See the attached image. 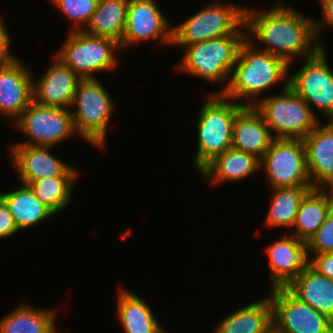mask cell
Here are the masks:
<instances>
[{
	"mask_svg": "<svg viewBox=\"0 0 333 333\" xmlns=\"http://www.w3.org/2000/svg\"><path fill=\"white\" fill-rule=\"evenodd\" d=\"M245 28L247 38L255 37L265 45L261 50L283 58L289 66L295 57H312L322 47L315 35L314 18L282 1L269 11L245 7Z\"/></svg>",
	"mask_w": 333,
	"mask_h": 333,
	"instance_id": "cell-1",
	"label": "cell"
},
{
	"mask_svg": "<svg viewBox=\"0 0 333 333\" xmlns=\"http://www.w3.org/2000/svg\"><path fill=\"white\" fill-rule=\"evenodd\" d=\"M253 39L246 38L241 44L228 86L222 92L237 103L248 100L244 106H255L260 94L274 85L289 84V64L279 56L255 48Z\"/></svg>",
	"mask_w": 333,
	"mask_h": 333,
	"instance_id": "cell-2",
	"label": "cell"
},
{
	"mask_svg": "<svg viewBox=\"0 0 333 333\" xmlns=\"http://www.w3.org/2000/svg\"><path fill=\"white\" fill-rule=\"evenodd\" d=\"M222 93L211 94L202 103L197 120L198 148L194 167L200 173L211 161L231 148L232 126L245 107Z\"/></svg>",
	"mask_w": 333,
	"mask_h": 333,
	"instance_id": "cell-3",
	"label": "cell"
},
{
	"mask_svg": "<svg viewBox=\"0 0 333 333\" xmlns=\"http://www.w3.org/2000/svg\"><path fill=\"white\" fill-rule=\"evenodd\" d=\"M246 38V35H230L186 45L176 70L216 84L224 83V88L217 92L222 93Z\"/></svg>",
	"mask_w": 333,
	"mask_h": 333,
	"instance_id": "cell-4",
	"label": "cell"
},
{
	"mask_svg": "<svg viewBox=\"0 0 333 333\" xmlns=\"http://www.w3.org/2000/svg\"><path fill=\"white\" fill-rule=\"evenodd\" d=\"M243 30H246L245 7L223 4L217 0L179 25L172 26L171 45L184 48L186 45L223 36L247 35Z\"/></svg>",
	"mask_w": 333,
	"mask_h": 333,
	"instance_id": "cell-5",
	"label": "cell"
},
{
	"mask_svg": "<svg viewBox=\"0 0 333 333\" xmlns=\"http://www.w3.org/2000/svg\"><path fill=\"white\" fill-rule=\"evenodd\" d=\"M282 89L281 94L260 98L254 108L262 115L274 139L303 140L320 120L289 84Z\"/></svg>",
	"mask_w": 333,
	"mask_h": 333,
	"instance_id": "cell-6",
	"label": "cell"
},
{
	"mask_svg": "<svg viewBox=\"0 0 333 333\" xmlns=\"http://www.w3.org/2000/svg\"><path fill=\"white\" fill-rule=\"evenodd\" d=\"M113 98L97 78L81 79L74 93L71 110L75 131L89 144L104 148L107 125L114 113Z\"/></svg>",
	"mask_w": 333,
	"mask_h": 333,
	"instance_id": "cell-7",
	"label": "cell"
},
{
	"mask_svg": "<svg viewBox=\"0 0 333 333\" xmlns=\"http://www.w3.org/2000/svg\"><path fill=\"white\" fill-rule=\"evenodd\" d=\"M67 35L66 42L54 55L81 79L96 78L95 72L116 68L118 60L115 51L120 46L114 39L83 31L68 32Z\"/></svg>",
	"mask_w": 333,
	"mask_h": 333,
	"instance_id": "cell-8",
	"label": "cell"
},
{
	"mask_svg": "<svg viewBox=\"0 0 333 333\" xmlns=\"http://www.w3.org/2000/svg\"><path fill=\"white\" fill-rule=\"evenodd\" d=\"M14 126L28 137L25 142L14 145H36L55 147L64 143L74 134L71 110L40 105L32 101L13 123Z\"/></svg>",
	"mask_w": 333,
	"mask_h": 333,
	"instance_id": "cell-9",
	"label": "cell"
},
{
	"mask_svg": "<svg viewBox=\"0 0 333 333\" xmlns=\"http://www.w3.org/2000/svg\"><path fill=\"white\" fill-rule=\"evenodd\" d=\"M259 167L264 169L271 189L312 186L301 139H274L260 159Z\"/></svg>",
	"mask_w": 333,
	"mask_h": 333,
	"instance_id": "cell-10",
	"label": "cell"
},
{
	"mask_svg": "<svg viewBox=\"0 0 333 333\" xmlns=\"http://www.w3.org/2000/svg\"><path fill=\"white\" fill-rule=\"evenodd\" d=\"M273 333H333V321L285 287L270 289Z\"/></svg>",
	"mask_w": 333,
	"mask_h": 333,
	"instance_id": "cell-11",
	"label": "cell"
},
{
	"mask_svg": "<svg viewBox=\"0 0 333 333\" xmlns=\"http://www.w3.org/2000/svg\"><path fill=\"white\" fill-rule=\"evenodd\" d=\"M325 48L306 58L298 72L289 75V86L309 105L321 110L333 121V71L328 65Z\"/></svg>",
	"mask_w": 333,
	"mask_h": 333,
	"instance_id": "cell-12",
	"label": "cell"
},
{
	"mask_svg": "<svg viewBox=\"0 0 333 333\" xmlns=\"http://www.w3.org/2000/svg\"><path fill=\"white\" fill-rule=\"evenodd\" d=\"M155 1H129L120 49L151 38L159 39L162 45L172 46V27Z\"/></svg>",
	"mask_w": 333,
	"mask_h": 333,
	"instance_id": "cell-13",
	"label": "cell"
},
{
	"mask_svg": "<svg viewBox=\"0 0 333 333\" xmlns=\"http://www.w3.org/2000/svg\"><path fill=\"white\" fill-rule=\"evenodd\" d=\"M11 162L21 184L43 179L45 177L79 176L73 166L55 157L52 147L36 145L9 146Z\"/></svg>",
	"mask_w": 333,
	"mask_h": 333,
	"instance_id": "cell-14",
	"label": "cell"
},
{
	"mask_svg": "<svg viewBox=\"0 0 333 333\" xmlns=\"http://www.w3.org/2000/svg\"><path fill=\"white\" fill-rule=\"evenodd\" d=\"M264 251L271 273V289L286 287L309 263L307 242L290 233L270 243Z\"/></svg>",
	"mask_w": 333,
	"mask_h": 333,
	"instance_id": "cell-15",
	"label": "cell"
},
{
	"mask_svg": "<svg viewBox=\"0 0 333 333\" xmlns=\"http://www.w3.org/2000/svg\"><path fill=\"white\" fill-rule=\"evenodd\" d=\"M19 57L0 69V115L14 122L33 101V76Z\"/></svg>",
	"mask_w": 333,
	"mask_h": 333,
	"instance_id": "cell-16",
	"label": "cell"
},
{
	"mask_svg": "<svg viewBox=\"0 0 333 333\" xmlns=\"http://www.w3.org/2000/svg\"><path fill=\"white\" fill-rule=\"evenodd\" d=\"M54 62L41 79L33 80V101L40 105L71 108L81 78L55 55Z\"/></svg>",
	"mask_w": 333,
	"mask_h": 333,
	"instance_id": "cell-17",
	"label": "cell"
},
{
	"mask_svg": "<svg viewBox=\"0 0 333 333\" xmlns=\"http://www.w3.org/2000/svg\"><path fill=\"white\" fill-rule=\"evenodd\" d=\"M313 189L333 184V121L319 123L303 140Z\"/></svg>",
	"mask_w": 333,
	"mask_h": 333,
	"instance_id": "cell-18",
	"label": "cell"
},
{
	"mask_svg": "<svg viewBox=\"0 0 333 333\" xmlns=\"http://www.w3.org/2000/svg\"><path fill=\"white\" fill-rule=\"evenodd\" d=\"M273 140L269 127L254 106H245L236 115L231 148L252 154L260 160Z\"/></svg>",
	"mask_w": 333,
	"mask_h": 333,
	"instance_id": "cell-19",
	"label": "cell"
},
{
	"mask_svg": "<svg viewBox=\"0 0 333 333\" xmlns=\"http://www.w3.org/2000/svg\"><path fill=\"white\" fill-rule=\"evenodd\" d=\"M301 302L307 303L333 321V280L309 265L285 287Z\"/></svg>",
	"mask_w": 333,
	"mask_h": 333,
	"instance_id": "cell-20",
	"label": "cell"
},
{
	"mask_svg": "<svg viewBox=\"0 0 333 333\" xmlns=\"http://www.w3.org/2000/svg\"><path fill=\"white\" fill-rule=\"evenodd\" d=\"M260 160L252 154L227 149L211 161L199 174L207 184L237 182L260 171Z\"/></svg>",
	"mask_w": 333,
	"mask_h": 333,
	"instance_id": "cell-21",
	"label": "cell"
},
{
	"mask_svg": "<svg viewBox=\"0 0 333 333\" xmlns=\"http://www.w3.org/2000/svg\"><path fill=\"white\" fill-rule=\"evenodd\" d=\"M213 333H273L269 296L254 301L223 318Z\"/></svg>",
	"mask_w": 333,
	"mask_h": 333,
	"instance_id": "cell-22",
	"label": "cell"
},
{
	"mask_svg": "<svg viewBox=\"0 0 333 333\" xmlns=\"http://www.w3.org/2000/svg\"><path fill=\"white\" fill-rule=\"evenodd\" d=\"M124 288L117 290V313L123 333H166L150 306L139 295Z\"/></svg>",
	"mask_w": 333,
	"mask_h": 333,
	"instance_id": "cell-23",
	"label": "cell"
},
{
	"mask_svg": "<svg viewBox=\"0 0 333 333\" xmlns=\"http://www.w3.org/2000/svg\"><path fill=\"white\" fill-rule=\"evenodd\" d=\"M11 192H0V197L9 207L10 213L20 232L39 225L55 215L33 193L28 185Z\"/></svg>",
	"mask_w": 333,
	"mask_h": 333,
	"instance_id": "cell-24",
	"label": "cell"
},
{
	"mask_svg": "<svg viewBox=\"0 0 333 333\" xmlns=\"http://www.w3.org/2000/svg\"><path fill=\"white\" fill-rule=\"evenodd\" d=\"M130 0H99L83 32L114 39L119 44L126 25Z\"/></svg>",
	"mask_w": 333,
	"mask_h": 333,
	"instance_id": "cell-25",
	"label": "cell"
},
{
	"mask_svg": "<svg viewBox=\"0 0 333 333\" xmlns=\"http://www.w3.org/2000/svg\"><path fill=\"white\" fill-rule=\"evenodd\" d=\"M55 310L23 303L0 320V333H59Z\"/></svg>",
	"mask_w": 333,
	"mask_h": 333,
	"instance_id": "cell-26",
	"label": "cell"
},
{
	"mask_svg": "<svg viewBox=\"0 0 333 333\" xmlns=\"http://www.w3.org/2000/svg\"><path fill=\"white\" fill-rule=\"evenodd\" d=\"M312 189V186L273 188L270 207L264 222L266 226L293 228L299 205Z\"/></svg>",
	"mask_w": 333,
	"mask_h": 333,
	"instance_id": "cell-27",
	"label": "cell"
},
{
	"mask_svg": "<svg viewBox=\"0 0 333 333\" xmlns=\"http://www.w3.org/2000/svg\"><path fill=\"white\" fill-rule=\"evenodd\" d=\"M328 215L329 203L326 195L320 189H312L301 201L292 231L289 232L308 242Z\"/></svg>",
	"mask_w": 333,
	"mask_h": 333,
	"instance_id": "cell-28",
	"label": "cell"
},
{
	"mask_svg": "<svg viewBox=\"0 0 333 333\" xmlns=\"http://www.w3.org/2000/svg\"><path fill=\"white\" fill-rule=\"evenodd\" d=\"M78 176L45 177L28 184L35 196L55 215L63 212L72 200Z\"/></svg>",
	"mask_w": 333,
	"mask_h": 333,
	"instance_id": "cell-29",
	"label": "cell"
},
{
	"mask_svg": "<svg viewBox=\"0 0 333 333\" xmlns=\"http://www.w3.org/2000/svg\"><path fill=\"white\" fill-rule=\"evenodd\" d=\"M99 0H51L72 23L69 32L82 31L96 10ZM83 25V26H82Z\"/></svg>",
	"mask_w": 333,
	"mask_h": 333,
	"instance_id": "cell-30",
	"label": "cell"
},
{
	"mask_svg": "<svg viewBox=\"0 0 333 333\" xmlns=\"http://www.w3.org/2000/svg\"><path fill=\"white\" fill-rule=\"evenodd\" d=\"M311 251V252H310ZM333 253V216L329 213L324 223L307 242V254Z\"/></svg>",
	"mask_w": 333,
	"mask_h": 333,
	"instance_id": "cell-31",
	"label": "cell"
},
{
	"mask_svg": "<svg viewBox=\"0 0 333 333\" xmlns=\"http://www.w3.org/2000/svg\"><path fill=\"white\" fill-rule=\"evenodd\" d=\"M19 232L9 207L0 197V239L10 238Z\"/></svg>",
	"mask_w": 333,
	"mask_h": 333,
	"instance_id": "cell-32",
	"label": "cell"
},
{
	"mask_svg": "<svg viewBox=\"0 0 333 333\" xmlns=\"http://www.w3.org/2000/svg\"><path fill=\"white\" fill-rule=\"evenodd\" d=\"M311 255H313V257H309L308 265L317 273L333 280V253Z\"/></svg>",
	"mask_w": 333,
	"mask_h": 333,
	"instance_id": "cell-33",
	"label": "cell"
},
{
	"mask_svg": "<svg viewBox=\"0 0 333 333\" xmlns=\"http://www.w3.org/2000/svg\"><path fill=\"white\" fill-rule=\"evenodd\" d=\"M4 20L0 19V69L9 66L17 57L13 55L10 49L11 38L6 30Z\"/></svg>",
	"mask_w": 333,
	"mask_h": 333,
	"instance_id": "cell-34",
	"label": "cell"
},
{
	"mask_svg": "<svg viewBox=\"0 0 333 333\" xmlns=\"http://www.w3.org/2000/svg\"><path fill=\"white\" fill-rule=\"evenodd\" d=\"M320 2L322 6V19L321 21L314 19V29L318 43L324 47L321 42L323 40H320V34L321 30H324L325 26L333 28V0H320Z\"/></svg>",
	"mask_w": 333,
	"mask_h": 333,
	"instance_id": "cell-35",
	"label": "cell"
},
{
	"mask_svg": "<svg viewBox=\"0 0 333 333\" xmlns=\"http://www.w3.org/2000/svg\"><path fill=\"white\" fill-rule=\"evenodd\" d=\"M327 187V190L325 188ZM320 189L327 197L329 203V213L333 216V184ZM329 191V192H328Z\"/></svg>",
	"mask_w": 333,
	"mask_h": 333,
	"instance_id": "cell-36",
	"label": "cell"
}]
</instances>
